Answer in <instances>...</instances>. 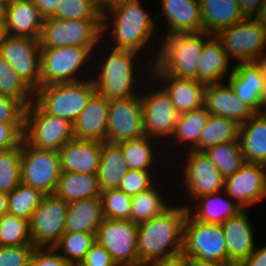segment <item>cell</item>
<instances>
[{"instance_id":"cell-1","label":"cell","mask_w":266,"mask_h":266,"mask_svg":"<svg viewBox=\"0 0 266 266\" xmlns=\"http://www.w3.org/2000/svg\"><path fill=\"white\" fill-rule=\"evenodd\" d=\"M151 16L150 12H147V9L141 3V0H127L110 7L103 12V41L106 39L104 36H106L107 33H111L108 37H110L112 42L107 41L108 45L112 46L111 48L132 51L141 55L150 53L152 56L147 54L149 55V58L147 56V61L145 62H148V64H154L161 38L155 36L158 33L156 32L158 31L157 29L160 27L157 26L155 16ZM154 43L157 46H153ZM149 46H152V50H150L151 48H149ZM142 50H144V52H148L142 54ZM151 51L155 52L153 53Z\"/></svg>"},{"instance_id":"cell-2","label":"cell","mask_w":266,"mask_h":266,"mask_svg":"<svg viewBox=\"0 0 266 266\" xmlns=\"http://www.w3.org/2000/svg\"><path fill=\"white\" fill-rule=\"evenodd\" d=\"M104 48L105 50L102 47L103 54L101 55H99L100 52L98 53V55L96 54L97 50L95 51V53H93V59L100 57L97 58L99 60H95L96 62L99 61V63L98 66L96 65L94 66L96 69H94L95 71L94 70L92 71L93 76L91 77L95 85L96 92L101 94L108 100L127 99L139 95L141 93L140 90H142V87L140 88L139 86H144V84L142 85V83H145L147 77L148 80L151 78L149 76H151L150 74H151L152 64L146 63V65H148L146 66L143 65L145 64V62L141 61L143 62L141 63L142 67H140L141 69H139L140 60H138V58L141 57L142 55L127 50H117L113 48L110 49L109 46H108L109 51L105 46ZM95 55L97 57H95ZM136 61L138 62L139 65L137 64ZM143 66H145L144 67L145 70L146 69L149 70L147 72L144 71L143 73L144 74L146 73L149 76L147 75L141 76L139 74L140 71L138 70L143 71L142 70ZM94 72H96L95 75ZM137 75L138 76L140 75V77L142 78L144 77L143 78L144 81L143 82L140 81V77H138ZM139 81L141 85L138 84Z\"/></svg>"},{"instance_id":"cell-3","label":"cell","mask_w":266,"mask_h":266,"mask_svg":"<svg viewBox=\"0 0 266 266\" xmlns=\"http://www.w3.org/2000/svg\"><path fill=\"white\" fill-rule=\"evenodd\" d=\"M172 201L173 205L160 216L138 224L137 251L140 262L151 264L182 254L188 209L182 202L177 206L175 200Z\"/></svg>"},{"instance_id":"cell-4","label":"cell","mask_w":266,"mask_h":266,"mask_svg":"<svg viewBox=\"0 0 266 266\" xmlns=\"http://www.w3.org/2000/svg\"><path fill=\"white\" fill-rule=\"evenodd\" d=\"M94 52L95 48L78 46L40 48L41 86L90 79L89 70L94 67H89V60Z\"/></svg>"},{"instance_id":"cell-5","label":"cell","mask_w":266,"mask_h":266,"mask_svg":"<svg viewBox=\"0 0 266 266\" xmlns=\"http://www.w3.org/2000/svg\"><path fill=\"white\" fill-rule=\"evenodd\" d=\"M203 46V31L162 38L154 64L164 74L196 80Z\"/></svg>"},{"instance_id":"cell-6","label":"cell","mask_w":266,"mask_h":266,"mask_svg":"<svg viewBox=\"0 0 266 266\" xmlns=\"http://www.w3.org/2000/svg\"><path fill=\"white\" fill-rule=\"evenodd\" d=\"M96 92L92 79L40 86L34 102L47 114L63 117L74 123L88 100Z\"/></svg>"},{"instance_id":"cell-7","label":"cell","mask_w":266,"mask_h":266,"mask_svg":"<svg viewBox=\"0 0 266 266\" xmlns=\"http://www.w3.org/2000/svg\"><path fill=\"white\" fill-rule=\"evenodd\" d=\"M102 40V19L70 20L50 17L44 19L39 41L40 48L78 46L99 48V52Z\"/></svg>"},{"instance_id":"cell-8","label":"cell","mask_w":266,"mask_h":266,"mask_svg":"<svg viewBox=\"0 0 266 266\" xmlns=\"http://www.w3.org/2000/svg\"><path fill=\"white\" fill-rule=\"evenodd\" d=\"M182 254L201 263H227L221 224L199 222L188 213L184 222Z\"/></svg>"},{"instance_id":"cell-9","label":"cell","mask_w":266,"mask_h":266,"mask_svg":"<svg viewBox=\"0 0 266 266\" xmlns=\"http://www.w3.org/2000/svg\"><path fill=\"white\" fill-rule=\"evenodd\" d=\"M74 138L69 120L45 113L34 101L26 107L23 139L31 146L59 151Z\"/></svg>"},{"instance_id":"cell-10","label":"cell","mask_w":266,"mask_h":266,"mask_svg":"<svg viewBox=\"0 0 266 266\" xmlns=\"http://www.w3.org/2000/svg\"><path fill=\"white\" fill-rule=\"evenodd\" d=\"M150 79L153 82L151 81L149 84L148 81L147 84L151 86V90L149 91V86L146 84L145 87L144 84L140 93L145 135L158 140V142L162 143L160 144L161 147H170V145L167 146L164 143L167 144L169 139L173 137L179 113L165 90L159 84H155V80ZM145 90L148 91L145 92ZM163 139H165V142H163Z\"/></svg>"},{"instance_id":"cell-11","label":"cell","mask_w":266,"mask_h":266,"mask_svg":"<svg viewBox=\"0 0 266 266\" xmlns=\"http://www.w3.org/2000/svg\"><path fill=\"white\" fill-rule=\"evenodd\" d=\"M215 36L234 64L255 62L266 55V30L253 17H246Z\"/></svg>"},{"instance_id":"cell-12","label":"cell","mask_w":266,"mask_h":266,"mask_svg":"<svg viewBox=\"0 0 266 266\" xmlns=\"http://www.w3.org/2000/svg\"><path fill=\"white\" fill-rule=\"evenodd\" d=\"M61 172L58 151L38 149L22 140V183L41 190L45 195L54 194Z\"/></svg>"},{"instance_id":"cell-13","label":"cell","mask_w":266,"mask_h":266,"mask_svg":"<svg viewBox=\"0 0 266 266\" xmlns=\"http://www.w3.org/2000/svg\"><path fill=\"white\" fill-rule=\"evenodd\" d=\"M68 204L54 194L45 195L29 220L32 244L55 247L65 232Z\"/></svg>"},{"instance_id":"cell-14","label":"cell","mask_w":266,"mask_h":266,"mask_svg":"<svg viewBox=\"0 0 266 266\" xmlns=\"http://www.w3.org/2000/svg\"><path fill=\"white\" fill-rule=\"evenodd\" d=\"M185 162H181V171L183 176V189L186 198H192L193 202L196 198L203 195H209L224 190L225 177L217 169L214 163L203 153L199 151H185ZM186 155V156H185ZM182 172V173H181Z\"/></svg>"},{"instance_id":"cell-15","label":"cell","mask_w":266,"mask_h":266,"mask_svg":"<svg viewBox=\"0 0 266 266\" xmlns=\"http://www.w3.org/2000/svg\"><path fill=\"white\" fill-rule=\"evenodd\" d=\"M95 240L111 255L117 265L139 263L138 225L130 220L104 218Z\"/></svg>"},{"instance_id":"cell-16","label":"cell","mask_w":266,"mask_h":266,"mask_svg":"<svg viewBox=\"0 0 266 266\" xmlns=\"http://www.w3.org/2000/svg\"><path fill=\"white\" fill-rule=\"evenodd\" d=\"M0 55L34 92L41 86L39 40L6 34Z\"/></svg>"},{"instance_id":"cell-17","label":"cell","mask_w":266,"mask_h":266,"mask_svg":"<svg viewBox=\"0 0 266 266\" xmlns=\"http://www.w3.org/2000/svg\"><path fill=\"white\" fill-rule=\"evenodd\" d=\"M145 135L140 94L111 99L108 110L107 142L120 143Z\"/></svg>"},{"instance_id":"cell-18","label":"cell","mask_w":266,"mask_h":266,"mask_svg":"<svg viewBox=\"0 0 266 266\" xmlns=\"http://www.w3.org/2000/svg\"><path fill=\"white\" fill-rule=\"evenodd\" d=\"M224 192L241 209L254 207L266 198V166L245 162L239 170L225 178Z\"/></svg>"},{"instance_id":"cell-19","label":"cell","mask_w":266,"mask_h":266,"mask_svg":"<svg viewBox=\"0 0 266 266\" xmlns=\"http://www.w3.org/2000/svg\"><path fill=\"white\" fill-rule=\"evenodd\" d=\"M151 78L169 95L179 114L191 112L204 106L206 85L192 78H179L164 74L155 64L151 67Z\"/></svg>"},{"instance_id":"cell-20","label":"cell","mask_w":266,"mask_h":266,"mask_svg":"<svg viewBox=\"0 0 266 266\" xmlns=\"http://www.w3.org/2000/svg\"><path fill=\"white\" fill-rule=\"evenodd\" d=\"M160 5L161 14L154 13L156 22L162 18L167 22L165 34L160 38L202 32L200 0H160Z\"/></svg>"},{"instance_id":"cell-21","label":"cell","mask_w":266,"mask_h":266,"mask_svg":"<svg viewBox=\"0 0 266 266\" xmlns=\"http://www.w3.org/2000/svg\"><path fill=\"white\" fill-rule=\"evenodd\" d=\"M204 107L210 115L222 116L241 125L255 112L239 99L230 85L225 82L206 85Z\"/></svg>"},{"instance_id":"cell-22","label":"cell","mask_w":266,"mask_h":266,"mask_svg":"<svg viewBox=\"0 0 266 266\" xmlns=\"http://www.w3.org/2000/svg\"><path fill=\"white\" fill-rule=\"evenodd\" d=\"M247 209L221 224L225 236L228 262L239 265L256 248L254 229Z\"/></svg>"},{"instance_id":"cell-23","label":"cell","mask_w":266,"mask_h":266,"mask_svg":"<svg viewBox=\"0 0 266 266\" xmlns=\"http://www.w3.org/2000/svg\"><path fill=\"white\" fill-rule=\"evenodd\" d=\"M110 100L95 92L73 123L75 139L107 141L108 110Z\"/></svg>"},{"instance_id":"cell-24","label":"cell","mask_w":266,"mask_h":266,"mask_svg":"<svg viewBox=\"0 0 266 266\" xmlns=\"http://www.w3.org/2000/svg\"><path fill=\"white\" fill-rule=\"evenodd\" d=\"M102 142L72 139L58 151L61 170L97 175L100 166Z\"/></svg>"},{"instance_id":"cell-25","label":"cell","mask_w":266,"mask_h":266,"mask_svg":"<svg viewBox=\"0 0 266 266\" xmlns=\"http://www.w3.org/2000/svg\"><path fill=\"white\" fill-rule=\"evenodd\" d=\"M231 62L220 40L215 35L204 32V46L196 80L205 85L225 82L234 69Z\"/></svg>"},{"instance_id":"cell-26","label":"cell","mask_w":266,"mask_h":266,"mask_svg":"<svg viewBox=\"0 0 266 266\" xmlns=\"http://www.w3.org/2000/svg\"><path fill=\"white\" fill-rule=\"evenodd\" d=\"M44 18L31 0H15L7 5L5 32L7 35L40 40Z\"/></svg>"},{"instance_id":"cell-27","label":"cell","mask_w":266,"mask_h":266,"mask_svg":"<svg viewBox=\"0 0 266 266\" xmlns=\"http://www.w3.org/2000/svg\"><path fill=\"white\" fill-rule=\"evenodd\" d=\"M186 201L189 204H182L187 207L188 213L195 220L205 223L222 224L242 210L224 190L199 196L193 204L189 199Z\"/></svg>"},{"instance_id":"cell-28","label":"cell","mask_w":266,"mask_h":266,"mask_svg":"<svg viewBox=\"0 0 266 266\" xmlns=\"http://www.w3.org/2000/svg\"><path fill=\"white\" fill-rule=\"evenodd\" d=\"M233 66V72L227 78L226 83L243 103L256 112L260 97L265 90L261 71L255 62L237 63Z\"/></svg>"},{"instance_id":"cell-29","label":"cell","mask_w":266,"mask_h":266,"mask_svg":"<svg viewBox=\"0 0 266 266\" xmlns=\"http://www.w3.org/2000/svg\"><path fill=\"white\" fill-rule=\"evenodd\" d=\"M202 31L216 35L246 17L238 0H200Z\"/></svg>"},{"instance_id":"cell-30","label":"cell","mask_w":266,"mask_h":266,"mask_svg":"<svg viewBox=\"0 0 266 266\" xmlns=\"http://www.w3.org/2000/svg\"><path fill=\"white\" fill-rule=\"evenodd\" d=\"M104 219L101 197L70 202L65 218V231L97 234Z\"/></svg>"},{"instance_id":"cell-31","label":"cell","mask_w":266,"mask_h":266,"mask_svg":"<svg viewBox=\"0 0 266 266\" xmlns=\"http://www.w3.org/2000/svg\"><path fill=\"white\" fill-rule=\"evenodd\" d=\"M238 138L245 162L266 166V117L255 113L239 125Z\"/></svg>"},{"instance_id":"cell-32","label":"cell","mask_w":266,"mask_h":266,"mask_svg":"<svg viewBox=\"0 0 266 266\" xmlns=\"http://www.w3.org/2000/svg\"><path fill=\"white\" fill-rule=\"evenodd\" d=\"M54 195L67 203L100 197L98 175L62 171Z\"/></svg>"},{"instance_id":"cell-33","label":"cell","mask_w":266,"mask_h":266,"mask_svg":"<svg viewBox=\"0 0 266 266\" xmlns=\"http://www.w3.org/2000/svg\"><path fill=\"white\" fill-rule=\"evenodd\" d=\"M157 141L158 140L144 135L136 139L118 143L121 146L124 160L129 170L154 171L157 169H154V167L160 165V163L157 162L158 156L163 155V151H158L159 149L156 144L160 143Z\"/></svg>"},{"instance_id":"cell-34","label":"cell","mask_w":266,"mask_h":266,"mask_svg":"<svg viewBox=\"0 0 266 266\" xmlns=\"http://www.w3.org/2000/svg\"><path fill=\"white\" fill-rule=\"evenodd\" d=\"M129 168L118 143L102 142L98 180L101 191L116 189Z\"/></svg>"},{"instance_id":"cell-35","label":"cell","mask_w":266,"mask_h":266,"mask_svg":"<svg viewBox=\"0 0 266 266\" xmlns=\"http://www.w3.org/2000/svg\"><path fill=\"white\" fill-rule=\"evenodd\" d=\"M209 117L210 113L204 106L191 112L179 114L175 133L170 139L171 142L169 141L168 143L171 144L173 141V148L179 147L180 154L181 147L184 148V151L194 150L199 144L201 132Z\"/></svg>"},{"instance_id":"cell-36","label":"cell","mask_w":266,"mask_h":266,"mask_svg":"<svg viewBox=\"0 0 266 266\" xmlns=\"http://www.w3.org/2000/svg\"><path fill=\"white\" fill-rule=\"evenodd\" d=\"M159 181L161 182V179L157 180L159 184L155 183L151 188L132 196L130 221L137 225L149 221L156 216H160L173 205V202L165 199L161 189L163 183L160 184Z\"/></svg>"},{"instance_id":"cell-37","label":"cell","mask_w":266,"mask_h":266,"mask_svg":"<svg viewBox=\"0 0 266 266\" xmlns=\"http://www.w3.org/2000/svg\"><path fill=\"white\" fill-rule=\"evenodd\" d=\"M238 136L239 124L234 120L210 115L201 132L199 144L194 151L203 152L208 147L237 140Z\"/></svg>"},{"instance_id":"cell-38","label":"cell","mask_w":266,"mask_h":266,"mask_svg":"<svg viewBox=\"0 0 266 266\" xmlns=\"http://www.w3.org/2000/svg\"><path fill=\"white\" fill-rule=\"evenodd\" d=\"M203 153L214 163L225 178L234 174L245 163L239 138L208 147Z\"/></svg>"},{"instance_id":"cell-39","label":"cell","mask_w":266,"mask_h":266,"mask_svg":"<svg viewBox=\"0 0 266 266\" xmlns=\"http://www.w3.org/2000/svg\"><path fill=\"white\" fill-rule=\"evenodd\" d=\"M44 196L41 190L20 182L7 195V213L29 221Z\"/></svg>"},{"instance_id":"cell-40","label":"cell","mask_w":266,"mask_h":266,"mask_svg":"<svg viewBox=\"0 0 266 266\" xmlns=\"http://www.w3.org/2000/svg\"><path fill=\"white\" fill-rule=\"evenodd\" d=\"M0 95L18 100L25 108L34 101V91L0 55Z\"/></svg>"},{"instance_id":"cell-41","label":"cell","mask_w":266,"mask_h":266,"mask_svg":"<svg viewBox=\"0 0 266 266\" xmlns=\"http://www.w3.org/2000/svg\"><path fill=\"white\" fill-rule=\"evenodd\" d=\"M95 234L65 231L54 247L70 264H80L91 245L96 241Z\"/></svg>"},{"instance_id":"cell-42","label":"cell","mask_w":266,"mask_h":266,"mask_svg":"<svg viewBox=\"0 0 266 266\" xmlns=\"http://www.w3.org/2000/svg\"><path fill=\"white\" fill-rule=\"evenodd\" d=\"M33 245L29 221L11 214L0 217V246Z\"/></svg>"},{"instance_id":"cell-43","label":"cell","mask_w":266,"mask_h":266,"mask_svg":"<svg viewBox=\"0 0 266 266\" xmlns=\"http://www.w3.org/2000/svg\"><path fill=\"white\" fill-rule=\"evenodd\" d=\"M21 182V144L0 151V191L10 193Z\"/></svg>"},{"instance_id":"cell-44","label":"cell","mask_w":266,"mask_h":266,"mask_svg":"<svg viewBox=\"0 0 266 266\" xmlns=\"http://www.w3.org/2000/svg\"><path fill=\"white\" fill-rule=\"evenodd\" d=\"M53 17L70 20L102 19L103 12L98 0H61Z\"/></svg>"},{"instance_id":"cell-45","label":"cell","mask_w":266,"mask_h":266,"mask_svg":"<svg viewBox=\"0 0 266 266\" xmlns=\"http://www.w3.org/2000/svg\"><path fill=\"white\" fill-rule=\"evenodd\" d=\"M100 197L104 218L130 220L131 196L116 188L101 191Z\"/></svg>"},{"instance_id":"cell-46","label":"cell","mask_w":266,"mask_h":266,"mask_svg":"<svg viewBox=\"0 0 266 266\" xmlns=\"http://www.w3.org/2000/svg\"><path fill=\"white\" fill-rule=\"evenodd\" d=\"M157 171L129 170L118 187L129 196H135L141 191L151 188L159 178ZM156 172V173H155ZM155 173V174H154Z\"/></svg>"},{"instance_id":"cell-47","label":"cell","mask_w":266,"mask_h":266,"mask_svg":"<svg viewBox=\"0 0 266 266\" xmlns=\"http://www.w3.org/2000/svg\"><path fill=\"white\" fill-rule=\"evenodd\" d=\"M34 245L0 246V266H30Z\"/></svg>"},{"instance_id":"cell-48","label":"cell","mask_w":266,"mask_h":266,"mask_svg":"<svg viewBox=\"0 0 266 266\" xmlns=\"http://www.w3.org/2000/svg\"><path fill=\"white\" fill-rule=\"evenodd\" d=\"M26 108L18 101L0 95V122L24 124Z\"/></svg>"},{"instance_id":"cell-49","label":"cell","mask_w":266,"mask_h":266,"mask_svg":"<svg viewBox=\"0 0 266 266\" xmlns=\"http://www.w3.org/2000/svg\"><path fill=\"white\" fill-rule=\"evenodd\" d=\"M54 247H35L30 266H70Z\"/></svg>"},{"instance_id":"cell-50","label":"cell","mask_w":266,"mask_h":266,"mask_svg":"<svg viewBox=\"0 0 266 266\" xmlns=\"http://www.w3.org/2000/svg\"><path fill=\"white\" fill-rule=\"evenodd\" d=\"M24 124L0 122V151L19 146L23 140Z\"/></svg>"},{"instance_id":"cell-51","label":"cell","mask_w":266,"mask_h":266,"mask_svg":"<svg viewBox=\"0 0 266 266\" xmlns=\"http://www.w3.org/2000/svg\"><path fill=\"white\" fill-rule=\"evenodd\" d=\"M80 264L82 266H117L110 253L97 241L91 245Z\"/></svg>"},{"instance_id":"cell-52","label":"cell","mask_w":266,"mask_h":266,"mask_svg":"<svg viewBox=\"0 0 266 266\" xmlns=\"http://www.w3.org/2000/svg\"><path fill=\"white\" fill-rule=\"evenodd\" d=\"M238 266H266V245L255 248Z\"/></svg>"},{"instance_id":"cell-53","label":"cell","mask_w":266,"mask_h":266,"mask_svg":"<svg viewBox=\"0 0 266 266\" xmlns=\"http://www.w3.org/2000/svg\"><path fill=\"white\" fill-rule=\"evenodd\" d=\"M44 19L53 17L61 0H31Z\"/></svg>"},{"instance_id":"cell-54","label":"cell","mask_w":266,"mask_h":266,"mask_svg":"<svg viewBox=\"0 0 266 266\" xmlns=\"http://www.w3.org/2000/svg\"><path fill=\"white\" fill-rule=\"evenodd\" d=\"M265 0H238L241 12L245 17H254Z\"/></svg>"},{"instance_id":"cell-55","label":"cell","mask_w":266,"mask_h":266,"mask_svg":"<svg viewBox=\"0 0 266 266\" xmlns=\"http://www.w3.org/2000/svg\"><path fill=\"white\" fill-rule=\"evenodd\" d=\"M150 266H192V260L181 254L173 258L153 262Z\"/></svg>"},{"instance_id":"cell-56","label":"cell","mask_w":266,"mask_h":266,"mask_svg":"<svg viewBox=\"0 0 266 266\" xmlns=\"http://www.w3.org/2000/svg\"><path fill=\"white\" fill-rule=\"evenodd\" d=\"M253 18L266 30V0Z\"/></svg>"},{"instance_id":"cell-57","label":"cell","mask_w":266,"mask_h":266,"mask_svg":"<svg viewBox=\"0 0 266 266\" xmlns=\"http://www.w3.org/2000/svg\"><path fill=\"white\" fill-rule=\"evenodd\" d=\"M255 113L259 116L266 117V89L260 97V103Z\"/></svg>"},{"instance_id":"cell-58","label":"cell","mask_w":266,"mask_h":266,"mask_svg":"<svg viewBox=\"0 0 266 266\" xmlns=\"http://www.w3.org/2000/svg\"><path fill=\"white\" fill-rule=\"evenodd\" d=\"M255 63L258 65L262 78L265 84V89H266V55L255 61Z\"/></svg>"},{"instance_id":"cell-59","label":"cell","mask_w":266,"mask_h":266,"mask_svg":"<svg viewBox=\"0 0 266 266\" xmlns=\"http://www.w3.org/2000/svg\"><path fill=\"white\" fill-rule=\"evenodd\" d=\"M7 193L0 191V217L7 213Z\"/></svg>"},{"instance_id":"cell-60","label":"cell","mask_w":266,"mask_h":266,"mask_svg":"<svg viewBox=\"0 0 266 266\" xmlns=\"http://www.w3.org/2000/svg\"><path fill=\"white\" fill-rule=\"evenodd\" d=\"M192 266H238L235 263L227 262V263H201L196 260H192Z\"/></svg>"},{"instance_id":"cell-61","label":"cell","mask_w":266,"mask_h":266,"mask_svg":"<svg viewBox=\"0 0 266 266\" xmlns=\"http://www.w3.org/2000/svg\"><path fill=\"white\" fill-rule=\"evenodd\" d=\"M7 5L0 2V22H5Z\"/></svg>"},{"instance_id":"cell-62","label":"cell","mask_w":266,"mask_h":266,"mask_svg":"<svg viewBox=\"0 0 266 266\" xmlns=\"http://www.w3.org/2000/svg\"><path fill=\"white\" fill-rule=\"evenodd\" d=\"M5 35H6V32H5L4 22H0V46L3 42Z\"/></svg>"},{"instance_id":"cell-63","label":"cell","mask_w":266,"mask_h":266,"mask_svg":"<svg viewBox=\"0 0 266 266\" xmlns=\"http://www.w3.org/2000/svg\"><path fill=\"white\" fill-rule=\"evenodd\" d=\"M117 266H150L149 263H143V262H139L136 264H126V265H117Z\"/></svg>"},{"instance_id":"cell-64","label":"cell","mask_w":266,"mask_h":266,"mask_svg":"<svg viewBox=\"0 0 266 266\" xmlns=\"http://www.w3.org/2000/svg\"><path fill=\"white\" fill-rule=\"evenodd\" d=\"M15 0H0V2L6 4V5H9L11 4L12 2H14Z\"/></svg>"},{"instance_id":"cell-65","label":"cell","mask_w":266,"mask_h":266,"mask_svg":"<svg viewBox=\"0 0 266 266\" xmlns=\"http://www.w3.org/2000/svg\"><path fill=\"white\" fill-rule=\"evenodd\" d=\"M70 266H82L81 264H71Z\"/></svg>"}]
</instances>
